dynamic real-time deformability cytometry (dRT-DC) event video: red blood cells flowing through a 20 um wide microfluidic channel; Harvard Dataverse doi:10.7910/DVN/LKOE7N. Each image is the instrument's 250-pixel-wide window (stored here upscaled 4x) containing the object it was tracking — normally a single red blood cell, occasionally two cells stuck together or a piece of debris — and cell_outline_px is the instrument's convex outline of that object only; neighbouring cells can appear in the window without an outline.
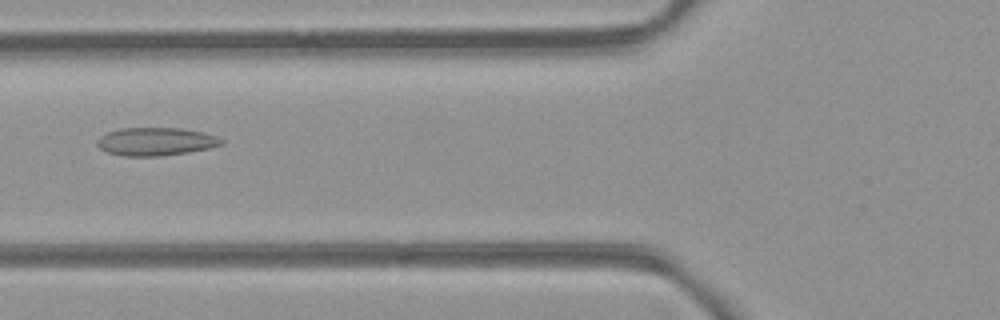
{"species": "common noctule bat (a hibernating species)", "species_latin": "Nyctalus noctula", "temperature_condition": "room temperature", "stored_images_in_passage": 7, "camera_frame_rate_fps": 3000, "um_per_image_px": 0.085, "animal": {"sex": "female", "body_mass_g": 21.9}, "frame": {"image": 1, "passage_image": 6, "time_ms": 6.667, "image_size_px": [1000, 320], "cell_outline_px": [[224, 144], [208, 148], [188, 152], [160, 156], [124, 156], [108, 152], [100, 148], [96, 144], [96, 140], [100, 136], [108, 132], [120, 128], [180, 128], [204, 132], [216, 136], [224, 140]], "centroid_in_image_um": [13.24, 12.03], "position_along_channel_um": 112.6, "area_um2": 20.35}}
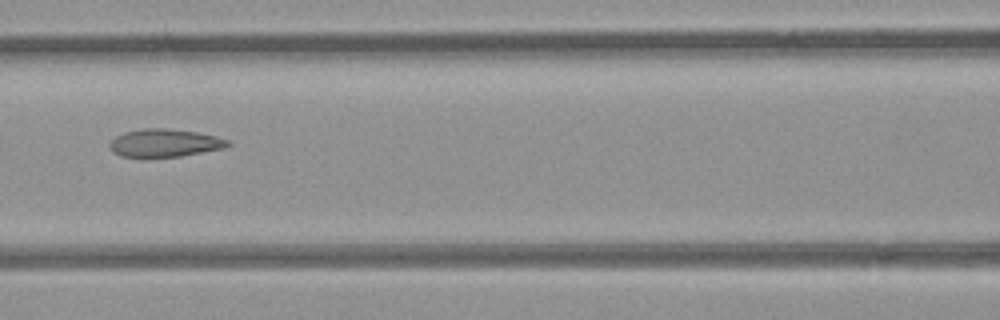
{"frame": {"image": 2, "passage_image": 7, "time_ms": 7.667, "image_size_px": [1000, 320], "cell_outline_px": [[232, 144], [224, 148], [180, 156], [140, 160], [120, 156], [112, 152], [108, 144], [116, 136], [124, 132], [144, 128], [164, 128], [196, 132], [216, 136], [228, 140]], "centroid_in_image_um": [13.92, 12.19], "position_along_channel_um": 152.7, "area_um2": 19.83}}